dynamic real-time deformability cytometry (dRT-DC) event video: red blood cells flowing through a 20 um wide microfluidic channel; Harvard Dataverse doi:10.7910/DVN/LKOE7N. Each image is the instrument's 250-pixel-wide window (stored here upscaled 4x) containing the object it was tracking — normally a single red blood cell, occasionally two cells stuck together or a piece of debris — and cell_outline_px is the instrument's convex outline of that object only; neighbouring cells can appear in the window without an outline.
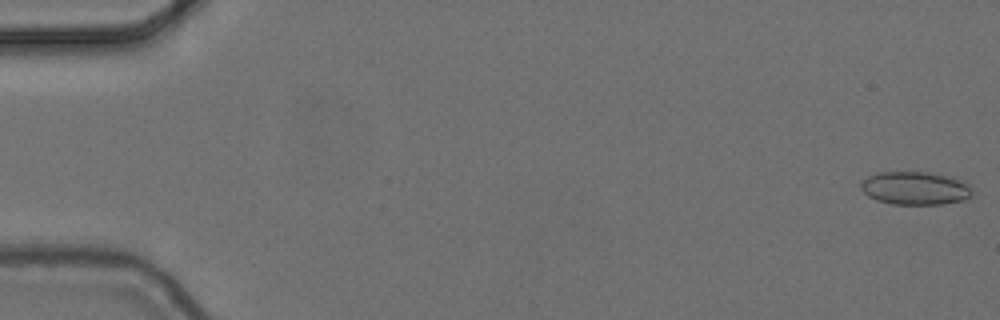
{"species": "common noctule bat (a hibernating species)", "species_latin": "Nyctalus noctula", "temperature_condition": "cold", "stored_images_in_passage": 6, "camera_frame_rate_fps": 3000, "um_per_image_px": 0.085, "animal": {"sex": "female", "body_mass_g": 24.6, "forearm_length_mm": 56.2}, "frame": {"image": 1, "passage_image": 1, "time_ms": 0.0, "image_size_px": [1000, 320], "cell_outline_px": [[972, 192], [968, 196], [960, 200], [940, 204], [892, 204], [876, 200], [868, 196], [860, 188], [860, 184], [868, 176], [880, 172], [928, 172], [964, 180], [972, 184]], "centroid_in_image_um": [77.78, 15.99], "position_along_channel_um": 7.2, "area_um2": 21.44}}
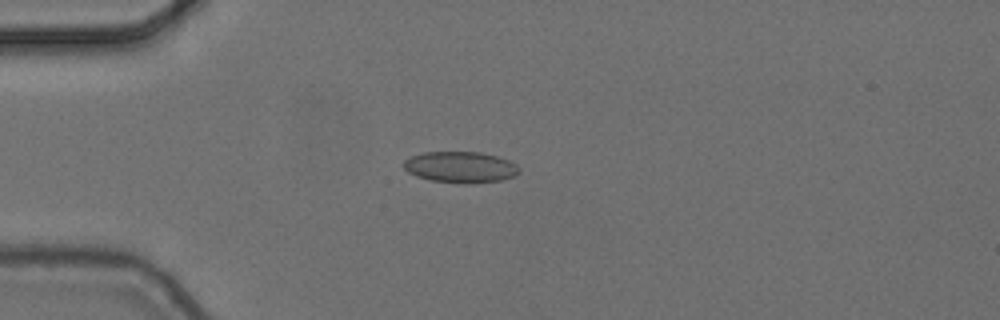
{"frame": {"image": 2, "passage_image": 5, "time_ms": 1.333, "image_size_px": [1000, 320], "cell_outline_px": [[520, 172], [512, 176], [500, 180], [468, 184], [464, 184], [432, 180], [416, 176], [408, 172], [404, 168], [404, 160], [412, 156], [424, 152], [480, 152], [496, 156], [508, 160], [516, 164], [520, 168]], "centroid_in_image_um": [39.14, 14.2], "position_along_channel_um": 45.9, "area_um2": 20.87}}